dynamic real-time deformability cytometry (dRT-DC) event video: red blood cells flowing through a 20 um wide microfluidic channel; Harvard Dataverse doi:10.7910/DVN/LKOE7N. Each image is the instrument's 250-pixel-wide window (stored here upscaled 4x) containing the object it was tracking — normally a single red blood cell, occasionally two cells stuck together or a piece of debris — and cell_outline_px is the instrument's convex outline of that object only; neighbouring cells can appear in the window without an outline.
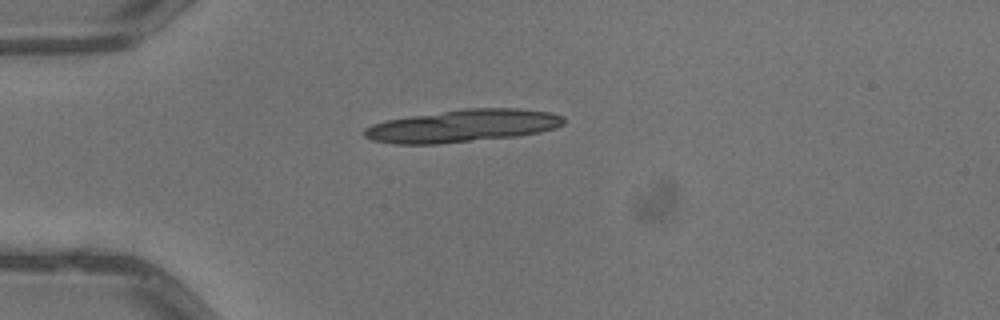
{"species": "common noctule bat (a hibernating species)", "species_latin": "Nyctalus noctula", "temperature_condition": "warm", "stored_images_in_passage": 2, "camera_frame_rate_fps": 3000, "um_per_image_px": 0.085, "animal": {"sex": "male", "body_mass_g": 13.3}, "frame": {"image": 1, "passage_image": 1, "time_ms": 0.0, "image_size_px": [1000, 320], "cell_outline_px": [[564, 124], [556, 128], [540, 132], [516, 136], [436, 144], [392, 144], [372, 140], [364, 136], [364, 128], [372, 124], [388, 120], [412, 116], [464, 108], [520, 108], [548, 112], [564, 116]], "centroid_in_image_um": [39.34, 10.7], "position_along_channel_um": 45.7, "area_um2": 37.69}}